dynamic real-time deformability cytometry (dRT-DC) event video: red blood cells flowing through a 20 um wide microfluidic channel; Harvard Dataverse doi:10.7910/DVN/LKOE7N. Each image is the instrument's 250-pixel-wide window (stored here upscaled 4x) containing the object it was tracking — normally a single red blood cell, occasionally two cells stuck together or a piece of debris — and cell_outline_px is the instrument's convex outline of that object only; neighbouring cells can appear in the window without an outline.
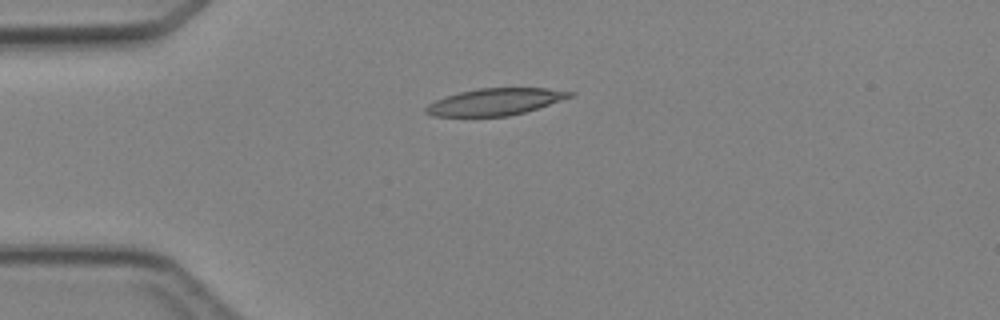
{"species": "Egyptian fruit bat (a non-hibernating species)", "species_latin": "Rousettus aegyptiacus", "temperature_condition": "cold", "stored_images_in_passage": 3, "camera_frame_rate_fps": 3000, "um_per_image_px": 0.085, "animal": {"sex": "female"}, "frame": {"image": 1, "passage_image": 3, "time_ms": 2.667, "image_size_px": [1000, 320], "cell_outline_px": [[576, 92], [572, 96], [524, 112], [508, 116], [432, 116], [424, 112], [424, 108], [428, 104], [444, 96], [476, 88], [548, 88]], "centroid_in_image_um": [42.04, 8.64], "position_along_channel_um": 43.0, "area_um2": 22.37}}